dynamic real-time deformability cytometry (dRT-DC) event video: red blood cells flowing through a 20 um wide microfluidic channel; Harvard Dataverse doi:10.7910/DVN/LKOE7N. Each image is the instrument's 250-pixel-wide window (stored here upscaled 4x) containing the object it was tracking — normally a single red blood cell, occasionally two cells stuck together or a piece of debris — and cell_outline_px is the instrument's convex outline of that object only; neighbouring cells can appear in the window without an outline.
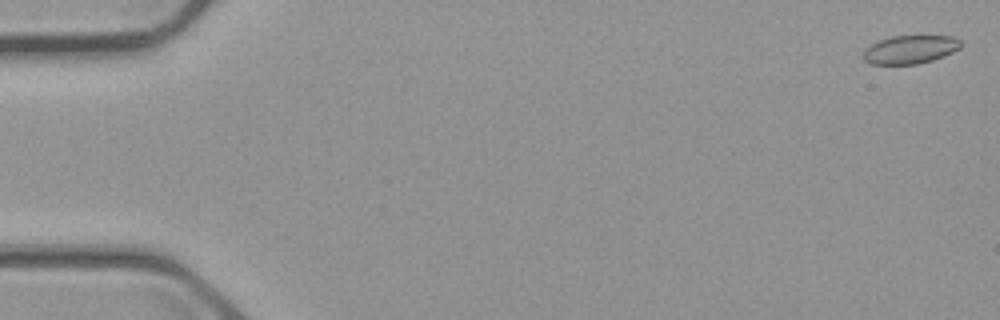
{"species": "common noctule bat (a hibernating species)", "species_latin": "Nyctalus noctula", "temperature_condition": "cold", "stored_images_in_passage": 57, "camera_frame_rate_fps": 3000, "um_per_image_px": 0.085, "animal": {"sex": "male", "body_mass_g": 23.1, "forearm_length_mm": 52.7}, "frame": {"image": 1, "passage_image": 2, "time_ms": 0.333, "image_size_px": [1000, 320], "cell_outline_px": [[964, 44], [960, 48], [944, 56], [932, 60], [916, 64], [868, 64], [864, 60], [864, 48], [880, 40], [892, 36], [952, 36], [960, 40]], "centroid_in_image_um": [77.37, 4.21], "position_along_channel_um": 7.6, "area_um2": 16.13}}
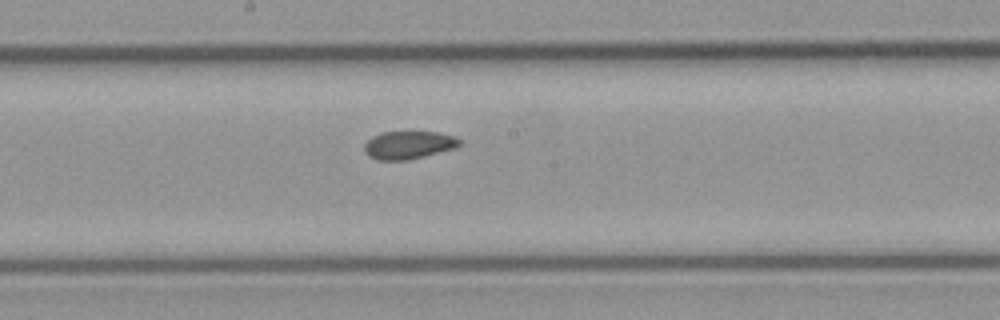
{"frame": {"image": 2, "passage_image": 31, "time_ms": 10.0, "image_size_px": [1000, 320], "cell_outline_px": [[460, 144], [456, 148], [408, 160], [376, 160], [368, 156], [364, 152], [364, 144], [372, 136], [380, 132], [440, 132], [452, 136], [460, 140]], "centroid_in_image_um": [34.69, 12.33], "position_along_channel_um": 213.5, "area_um2": 15.55}}
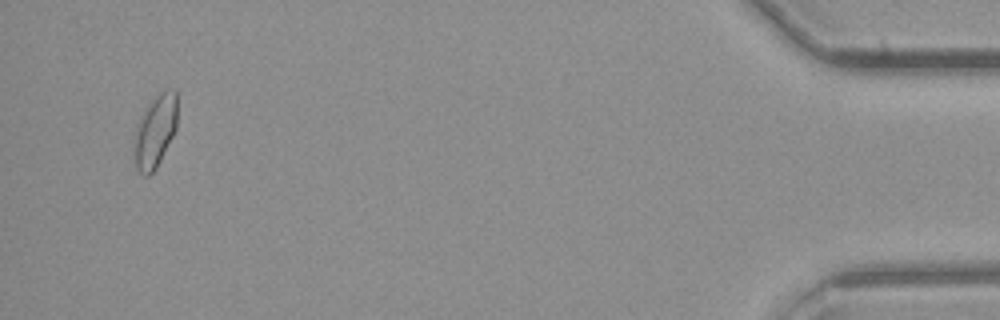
{"frame": {"image": 3, "passage_image": 55, "time_ms": 18.0, "image_size_px": [1000, 320], "cell_outline_px": [[176, 128], [156, 168], [148, 176], [144, 176], [136, 168], [132, 140], [136, 124], [140, 116], [148, 104], [160, 92], [168, 88], [176, 88]], "centroid_in_image_um": [13.15, 11.14], "position_along_channel_um": 422.1, "area_um2": 18.38}, "authors_computed_cell_mechanics": {"area_um2": 16.473, "velocity_mm_per_s": 3.6701, "shape_relaxation_time_tau1_ms": null, "shape_relaxation_time_tau2_ms": 5.0237, "deformation_change_tau1": null, "deformation_change_tau2": 0.0759}}